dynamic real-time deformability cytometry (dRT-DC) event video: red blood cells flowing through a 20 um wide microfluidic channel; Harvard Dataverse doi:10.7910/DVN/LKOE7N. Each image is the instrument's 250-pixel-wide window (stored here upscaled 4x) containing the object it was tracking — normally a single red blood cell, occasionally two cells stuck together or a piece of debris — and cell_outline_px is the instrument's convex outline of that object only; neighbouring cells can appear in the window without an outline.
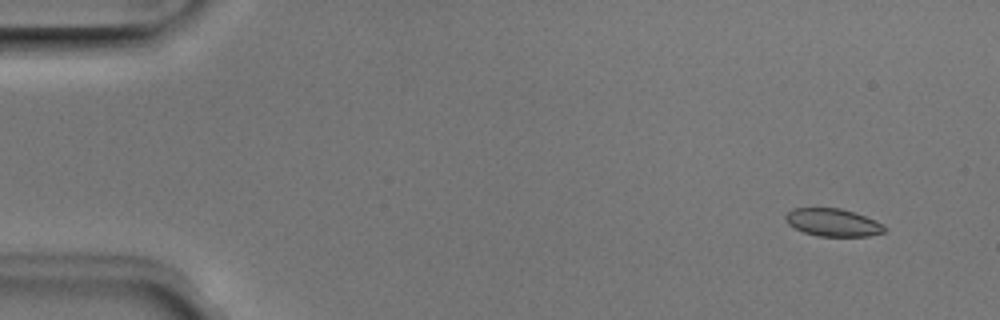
{"species": "Egyptian fruit bat (a non-hibernating species)", "species_latin": "Rousettus aegyptiacus", "temperature_condition": "room temperature", "stored_images_in_passage": 4, "camera_frame_rate_fps": 3000, "um_per_image_px": 0.085, "animal": {"sex": "male"}, "frame": {"image": 1, "passage_image": 1, "time_ms": 0.0, "image_size_px": [1000, 320], "cell_outline_px": [[884, 232], [868, 236], [816, 236], [804, 232], [788, 224], [784, 220], [784, 216], [792, 208], [840, 208], [856, 212], [876, 220], [884, 224]], "centroid_in_image_um": [70.79, 18.9], "position_along_channel_um": 14.2, "area_um2": 16.07}}
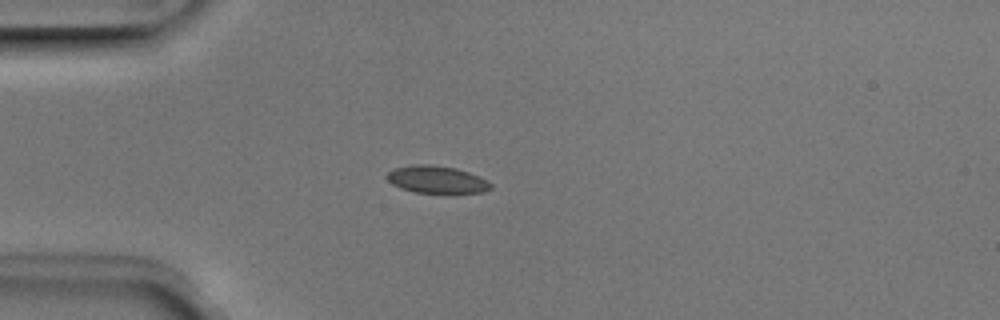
{"frame": {"image": 2, "passage_image": 4, "time_ms": 1.0, "image_size_px": [1000, 320], "cell_outline_px": [[492, 188], [484, 192], [412, 192], [400, 188], [392, 184], [388, 180], [388, 172], [392, 168], [412, 164], [428, 164], [456, 168], [480, 176], [488, 180], [492, 184]], "centroid_in_image_um": [37.12, 15.24], "position_along_channel_um": 47.9, "area_um2": 16.53}}